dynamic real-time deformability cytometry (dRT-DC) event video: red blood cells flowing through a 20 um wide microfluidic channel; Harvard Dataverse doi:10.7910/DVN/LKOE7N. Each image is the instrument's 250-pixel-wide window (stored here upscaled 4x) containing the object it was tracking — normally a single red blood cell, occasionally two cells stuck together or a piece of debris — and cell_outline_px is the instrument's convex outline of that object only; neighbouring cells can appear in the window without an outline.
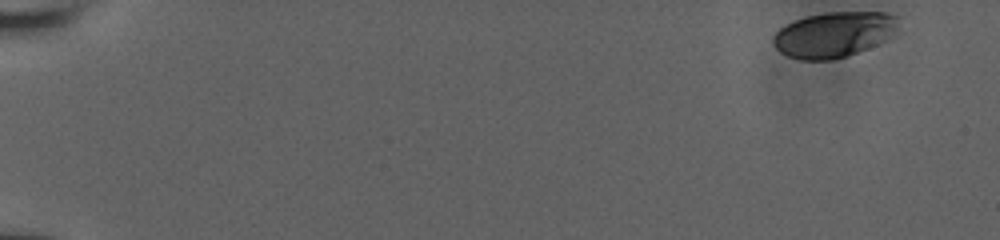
{"species": "human", "species_latin": "Homo sapiens", "temperature_condition": "room temperature", "stored_images_in_passage": 53, "camera_frame_rate_fps": 3000, "um_per_image_px": 0.085, "donor": {"sex": "male"}, "frame": {"image": 1, "passage_image": 1, "time_ms": 0.0, "image_size_px": [1000, 240], "cell_outline_px": [[896, 16], [892, 28], [884, 40], [876, 44], [856, 52], [832, 60], [800, 60], [788, 56], [780, 52], [772, 44], [772, 36], [780, 28], [796, 20], [808, 16], [828, 12], [884, 12]], "centroid_in_image_um": [70.75, 2.94], "position_along_channel_um": 14.2, "area_um2": 32.19}}
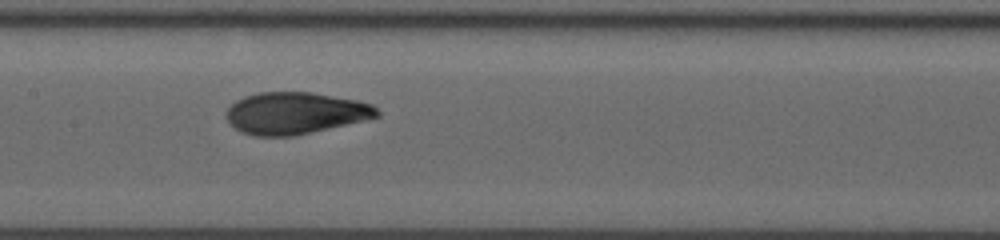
{"frame": {"image": 2, "passage_image": 28, "time_ms": 9.0, "image_size_px": [1000, 240], "cell_outline_px": [[380, 116], [364, 120], [296, 136], [256, 136], [240, 132], [228, 120], [228, 108], [236, 100], [244, 96], [260, 92], [312, 92], [356, 100], [372, 104], [380, 112]], "centroid_in_image_um": [25.11, 9.62], "position_along_channel_um": 182.3, "area_um2": 36.59}}
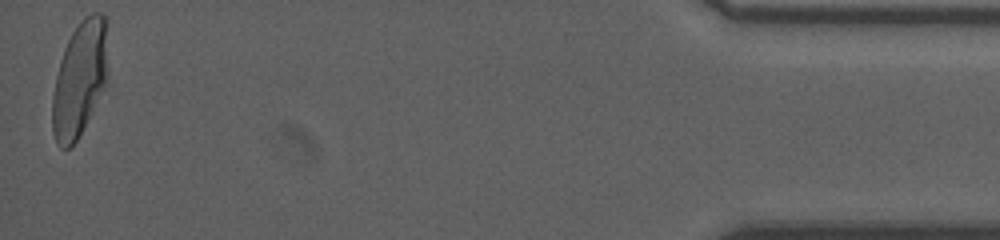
{"frame": {"image": 3, "passage_image": 53, "time_ms": 17.333, "image_size_px": [1000, 240], "cell_outline_px": [[108, 80], [76, 140], [68, 148], [60, 148], [56, 144], [52, 132], [52, 96], [56, 76], [60, 60], [64, 48], [72, 32], [92, 12], [100, 12], [104, 16], [108, 76]], "centroid_in_image_um": [6.74, 6.75], "position_along_channel_um": 428.5, "area_um2": 36.59}, "authors_computed_cell_mechanics": {"area_um2": 36.5296, "velocity_mm_per_s": 3.9123, "shape_relaxation_time_tau1_ms": 5.9423, "shape_relaxation_time_tau2_ms": 0.699, "deformation_change_tau1": 0.1873, "deformation_change_tau2": 0.0522}}